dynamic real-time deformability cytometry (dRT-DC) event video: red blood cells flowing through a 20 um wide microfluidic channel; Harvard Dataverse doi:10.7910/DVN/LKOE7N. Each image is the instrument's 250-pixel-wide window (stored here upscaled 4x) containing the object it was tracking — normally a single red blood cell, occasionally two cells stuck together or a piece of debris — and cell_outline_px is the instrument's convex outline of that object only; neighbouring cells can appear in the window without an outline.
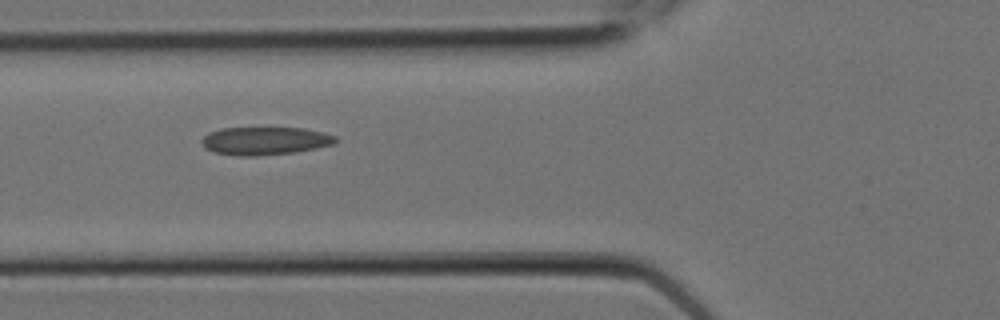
{"species": "Egyptian fruit bat (a non-hibernating species)", "species_latin": "Rousettus aegyptiacus", "temperature_condition": "room temperature", "stored_images_in_passage": 8, "camera_frame_rate_fps": 3000, "um_per_image_px": 0.085, "animal": {"sex": "female"}, "frame": {"image": 1, "passage_image": 6, "time_ms": 1.667, "image_size_px": [1000, 320], "cell_outline_px": [[336, 144], [316, 148], [292, 152], [256, 156], [236, 156], [212, 152], [204, 148], [200, 140], [208, 132], [220, 128], [304, 128], [324, 132], [336, 136]], "centroid_in_image_um": [22.48, 11.97], "position_along_channel_um": 103.3, "area_um2": 22.02}}
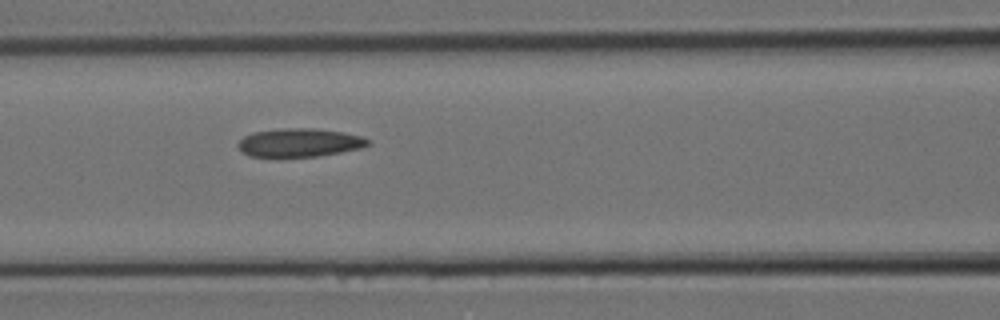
{"frame": {"image": 2, "passage_image": 7, "time_ms": 2.0, "image_size_px": [1000, 320], "cell_outline_px": [[372, 144], [360, 148], [340, 152], [316, 156], [248, 156], [236, 144], [244, 136], [252, 132], [280, 128], [312, 128], [344, 132], [360, 136], [372, 140]], "centroid_in_image_um": [25.48, 12.1], "position_along_channel_um": 141.1, "area_um2": 21.44}}
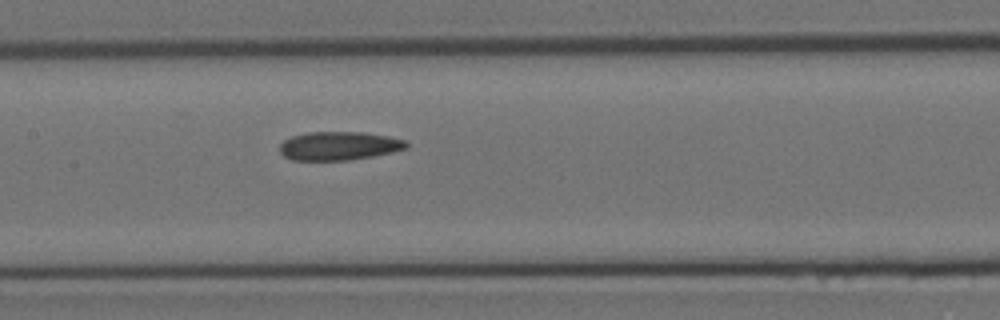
{"frame": {"image": 3, "passage_image": 8, "time_ms": 2.333, "image_size_px": [1000, 320], "cell_outline_px": [[408, 148], [392, 152], [372, 156], [348, 160], [292, 160], [284, 156], [280, 152], [280, 144], [284, 140], [292, 136], [308, 132], [364, 132], [388, 136], [408, 140]], "centroid_in_image_um": [28.84, 12.39], "position_along_channel_um": 178.6, "area_um2": 21.15}}